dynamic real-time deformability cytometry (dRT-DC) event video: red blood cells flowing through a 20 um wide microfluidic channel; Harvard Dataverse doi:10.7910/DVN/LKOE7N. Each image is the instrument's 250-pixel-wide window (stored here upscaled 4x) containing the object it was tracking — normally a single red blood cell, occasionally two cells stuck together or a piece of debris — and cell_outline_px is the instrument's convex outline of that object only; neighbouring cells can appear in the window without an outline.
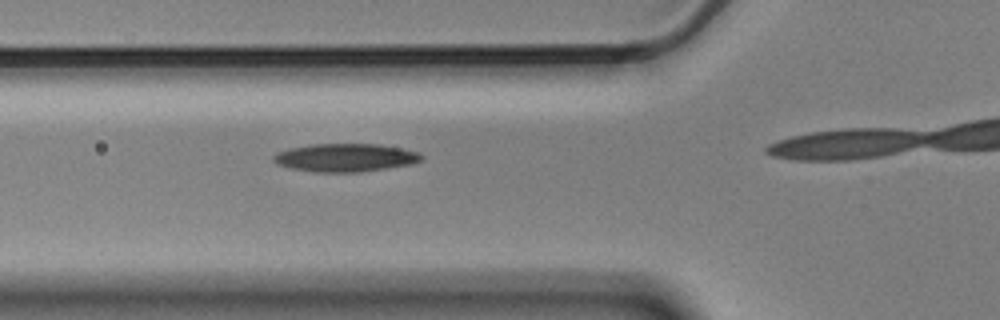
{"species": "Egyptian fruit bat (a non-hibernating species)", "species_latin": "Rousettus aegyptiacus", "temperature_condition": "cold", "stored_images_in_passage": 5, "camera_frame_rate_fps": 3000, "um_per_image_px": 0.085, "animal": {"sex": "male"}, "frame": {"image": 1, "passage_image": 4, "time_ms": 1.0, "image_size_px": [1000, 320], "cell_outline_px": [[424, 160], [412, 164], [360, 172], [312, 172], [288, 168], [276, 164], [272, 160], [272, 156], [276, 152], [288, 148], [312, 144], [380, 144], [420, 152], [424, 156]], "centroid_in_image_um": [29.33, 13.4], "position_along_channel_um": 96.5, "area_um2": 24.62}}